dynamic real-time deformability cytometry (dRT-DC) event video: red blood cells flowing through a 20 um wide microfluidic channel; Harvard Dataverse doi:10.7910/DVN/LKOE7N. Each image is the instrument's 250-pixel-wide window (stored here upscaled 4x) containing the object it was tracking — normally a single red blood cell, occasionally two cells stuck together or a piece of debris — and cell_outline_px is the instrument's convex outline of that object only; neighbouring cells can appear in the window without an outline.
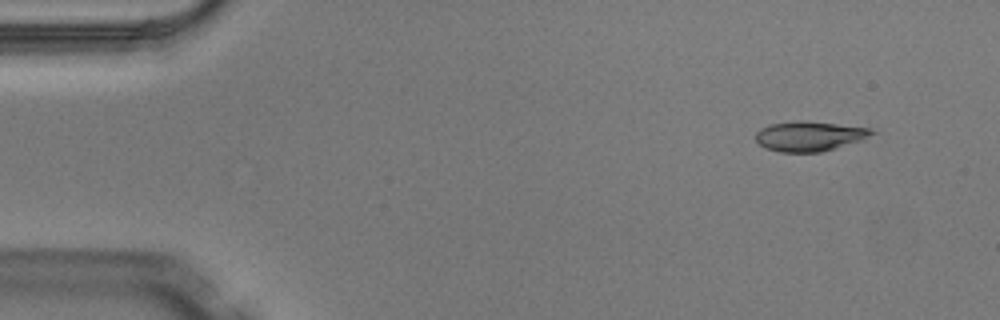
{"species": "Egyptian fruit bat (a non-hibernating species)", "species_latin": "Rousettus aegyptiacus", "temperature_condition": "warm", "stored_images_in_passage": 5, "segment_of_instrument_passage": [1, 2], "camera_frame_rate_fps": 3000, "um_per_image_px": 0.085, "animal": {"sex": "male"}, "frame": {"image": 1, "passage_image": 2, "time_ms": 0.333, "image_size_px": [1000, 320], "cell_outline_px": [[876, 132], [860, 140], [820, 152], [780, 152], [768, 148], [760, 144], [756, 140], [756, 132], [760, 128], [768, 124], [800, 120], [808, 120], [872, 128]], "centroid_in_image_um": [68.78, 11.55], "position_along_channel_um": 16.2, "area_um2": 20.11}}